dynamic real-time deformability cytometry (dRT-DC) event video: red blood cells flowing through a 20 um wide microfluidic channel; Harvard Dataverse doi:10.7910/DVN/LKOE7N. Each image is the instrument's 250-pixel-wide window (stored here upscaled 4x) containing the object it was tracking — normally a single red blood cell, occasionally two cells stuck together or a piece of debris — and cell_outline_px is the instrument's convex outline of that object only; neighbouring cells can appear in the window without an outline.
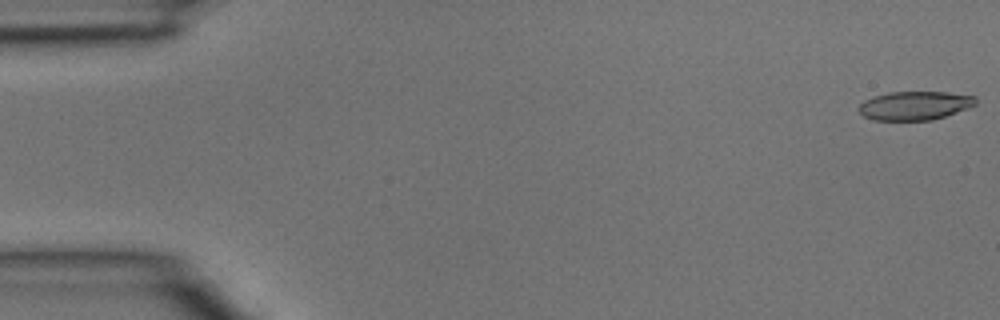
{"species": "common noctule bat (a hibernating species)", "species_latin": "Nyctalus noctula", "temperature_condition": "room temperature", "stored_images_in_passage": 5, "camera_frame_rate_fps": 3000, "um_per_image_px": 0.085, "animal": {"sex": "male", "body_mass_g": 15.6}, "frame": {"image": 1, "passage_image": 1, "time_ms": 0.0, "image_size_px": [1000, 320], "cell_outline_px": [[976, 104], [968, 108], [932, 120], [872, 120], [864, 116], [856, 108], [864, 100], [872, 96], [888, 92], [948, 92], [976, 96]], "centroid_in_image_um": [77.72, 8.97], "position_along_channel_um": 7.3, "area_um2": 19.65}}
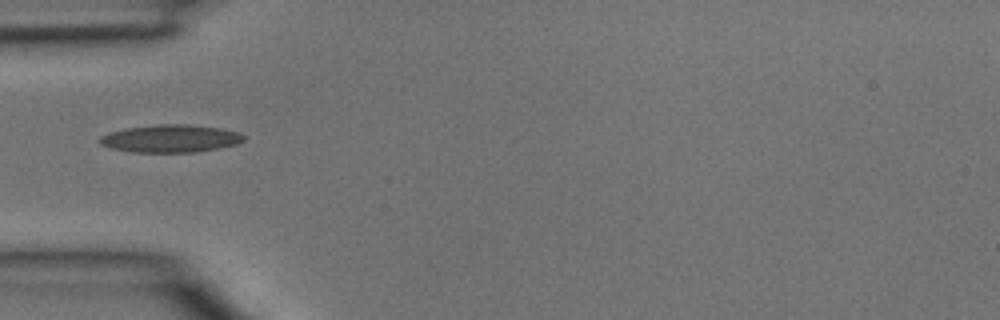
{"frame": {"image": 2, "passage_image": 4, "time_ms": 1.0, "image_size_px": [1000, 320], "cell_outline_px": [[244, 140], [236, 144], [220, 148], [196, 152], [132, 152], [112, 148], [100, 144], [96, 140], [100, 136], [108, 132], [128, 128], [156, 124], [188, 124], [224, 128], [240, 132], [244, 136]], "centroid_in_image_um": [14.5, 11.77], "position_along_channel_um": 70.5, "area_um2": 23.47}}
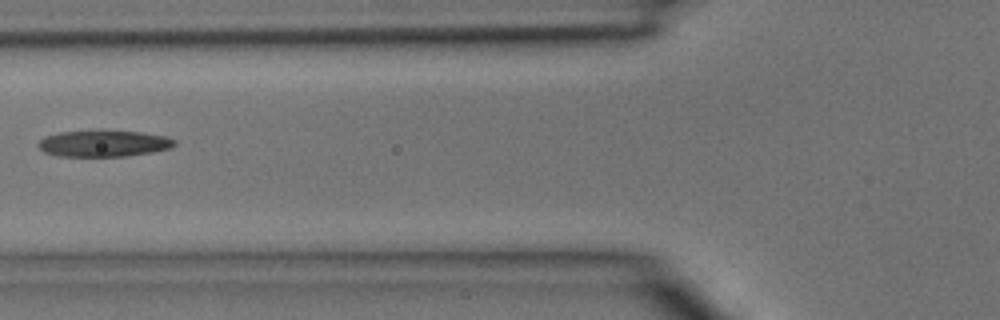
{"frame": {"image": 3, "passage_image": 5, "time_ms": 1.333, "image_size_px": [1000, 320], "cell_outline_px": [[176, 144], [172, 148], [152, 152], [128, 156], [56, 156], [44, 152], [36, 144], [44, 136], [60, 132], [104, 128], [140, 132], [164, 136], [176, 140]], "centroid_in_image_um": [8.8, 12.16], "position_along_channel_um": 117.0, "area_um2": 21.73}}